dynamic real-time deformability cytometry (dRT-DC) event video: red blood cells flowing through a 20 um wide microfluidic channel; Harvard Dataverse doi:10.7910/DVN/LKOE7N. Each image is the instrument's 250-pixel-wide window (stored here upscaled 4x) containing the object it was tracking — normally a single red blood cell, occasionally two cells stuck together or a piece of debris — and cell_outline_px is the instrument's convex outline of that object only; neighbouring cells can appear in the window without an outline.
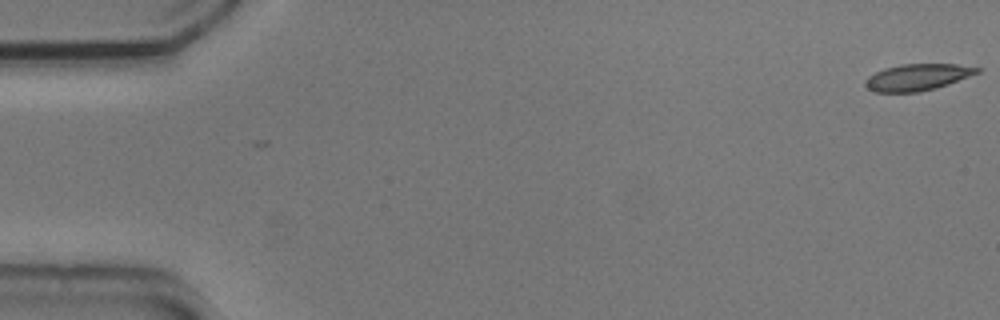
{"species": "common noctule bat (a hibernating species)", "species_latin": "Nyctalus noctula", "temperature_condition": "cold", "stored_images_in_passage": 2, "camera_frame_rate_fps": 3000, "um_per_image_px": 0.085, "animal": {"sex": "male", "body_mass_g": 20.5, "forearm_length_mm": 52.5}, "frame": {"image": 1, "passage_image": 1, "time_ms": 0.0, "image_size_px": [1000, 320], "cell_outline_px": [[984, 68], [980, 72], [948, 84], [936, 88], [916, 92], [872, 92], [864, 84], [864, 80], [868, 76], [884, 68], [900, 64], [956, 64]], "centroid_in_image_um": [77.98, 6.56], "position_along_channel_um": 7.0, "area_um2": 17.4}}